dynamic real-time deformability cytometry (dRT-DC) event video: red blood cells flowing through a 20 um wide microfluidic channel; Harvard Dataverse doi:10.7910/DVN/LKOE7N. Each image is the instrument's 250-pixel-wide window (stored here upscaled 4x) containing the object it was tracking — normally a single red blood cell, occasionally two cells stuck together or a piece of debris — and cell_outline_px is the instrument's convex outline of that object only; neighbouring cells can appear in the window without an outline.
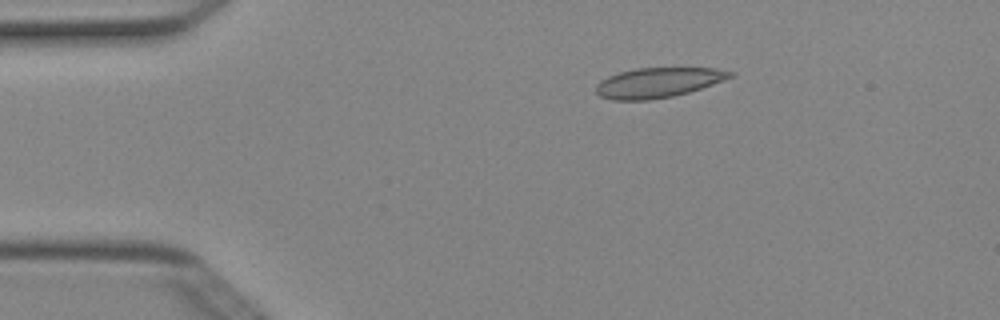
{"species": "Egyptian fruit bat (a non-hibernating species)", "species_latin": "Rousettus aegyptiacus", "temperature_condition": "cold", "stored_images_in_passage": 4, "camera_frame_rate_fps": 3000, "um_per_image_px": 0.085, "animal": {"sex": "female"}, "frame": {"image": 1, "passage_image": 3, "time_ms": 0.667, "image_size_px": [1000, 320], "cell_outline_px": [[736, 72], [732, 76], [724, 80], [688, 92], [672, 96], [648, 100], [612, 100], [600, 96], [596, 92], [596, 84], [600, 80], [608, 76], [620, 72], [636, 68], [716, 68]], "centroid_in_image_um": [55.92, 7.01], "position_along_channel_um": 29.1, "area_um2": 23.29}}